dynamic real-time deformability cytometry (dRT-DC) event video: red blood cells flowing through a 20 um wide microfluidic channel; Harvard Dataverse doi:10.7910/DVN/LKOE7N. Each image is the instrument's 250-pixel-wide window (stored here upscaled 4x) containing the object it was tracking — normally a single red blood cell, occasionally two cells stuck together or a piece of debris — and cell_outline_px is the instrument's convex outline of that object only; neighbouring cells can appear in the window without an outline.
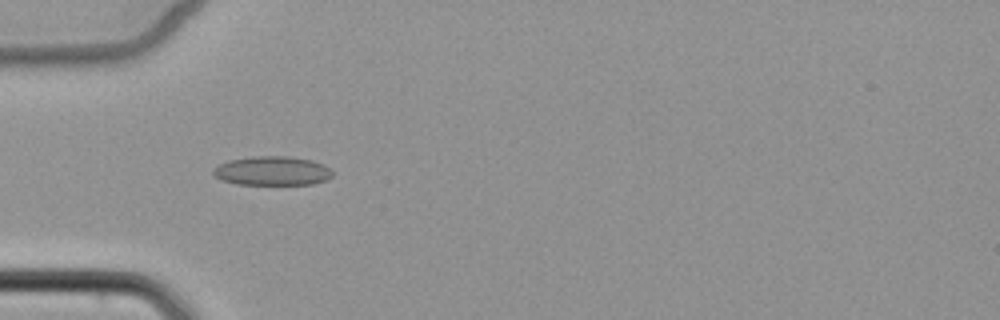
{"species": "common noctule bat (a hibernating species)", "species_latin": "Nyctalus noctula", "temperature_condition": "cold", "stored_images_in_passage": 6, "camera_frame_rate_fps": 3000, "um_per_image_px": 0.085, "animal": {"sex": "female", "body_mass_g": 22.7, "forearm_length_mm": 54.2}, "frame": {"image": 1, "passage_image": 5, "time_ms": 5.333, "image_size_px": [1000, 320], "cell_outline_px": [[332, 176], [324, 180], [312, 184], [236, 184], [224, 180], [216, 176], [212, 172], [212, 168], [228, 160], [252, 156], [288, 156], [312, 160], [324, 164], [332, 172]], "centroid_in_image_um": [23.13, 14.51], "position_along_channel_um": 61.9, "area_um2": 20.11}}
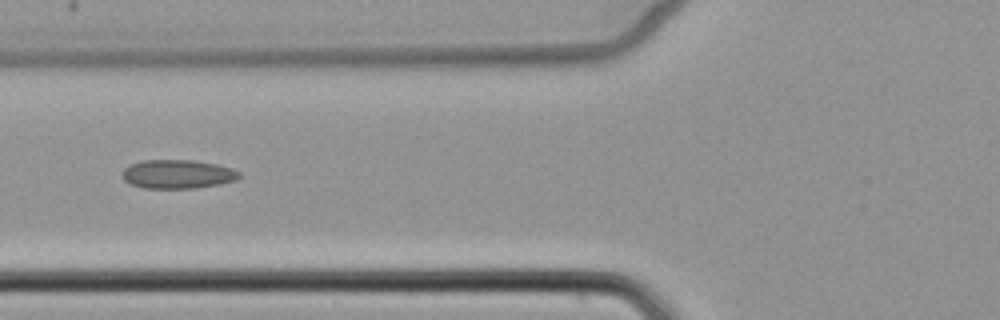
{"frame": {"image": 2, "passage_image": 6, "time_ms": 6.667, "image_size_px": [1000, 320], "cell_outline_px": [[240, 176], [236, 180], [220, 184], [196, 188], [144, 188], [132, 184], [124, 180], [120, 176], [124, 168], [128, 164], [140, 160], [196, 160], [216, 164], [232, 168], [240, 172]], "centroid_in_image_um": [15.07, 14.79], "position_along_channel_um": 110.7, "area_um2": 19.88}}